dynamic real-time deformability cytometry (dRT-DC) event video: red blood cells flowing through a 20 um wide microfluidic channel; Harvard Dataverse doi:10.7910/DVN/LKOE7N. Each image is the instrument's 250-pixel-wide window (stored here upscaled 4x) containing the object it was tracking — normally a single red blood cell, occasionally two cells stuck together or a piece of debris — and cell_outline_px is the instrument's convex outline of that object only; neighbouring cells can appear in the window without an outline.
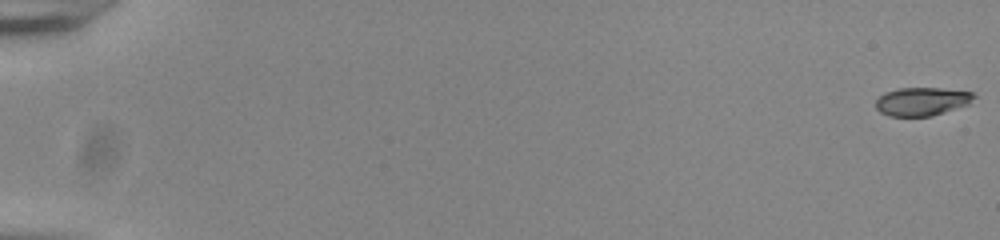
{"species": "common noctule bat (a hibernating species)", "species_latin": "Nyctalus noctula", "temperature_condition": "room temperature", "stored_images_in_passage": 10, "camera_frame_rate_fps": 3000, "um_per_image_px": 0.085, "animal": {"sex": "male", "body_mass_g": 20.0, "forearm_length_mm": 53.3}, "frame": {"image": 1, "passage_image": 1, "time_ms": 0.0, "image_size_px": [1000, 240], "cell_outline_px": [[976, 96], [968, 104], [932, 116], [888, 116], [880, 112], [876, 108], [876, 100], [884, 92], [900, 88], [940, 88], [972, 92]], "centroid_in_image_um": [78.34, 8.62], "position_along_channel_um": 6.7, "area_um2": 16.13}}